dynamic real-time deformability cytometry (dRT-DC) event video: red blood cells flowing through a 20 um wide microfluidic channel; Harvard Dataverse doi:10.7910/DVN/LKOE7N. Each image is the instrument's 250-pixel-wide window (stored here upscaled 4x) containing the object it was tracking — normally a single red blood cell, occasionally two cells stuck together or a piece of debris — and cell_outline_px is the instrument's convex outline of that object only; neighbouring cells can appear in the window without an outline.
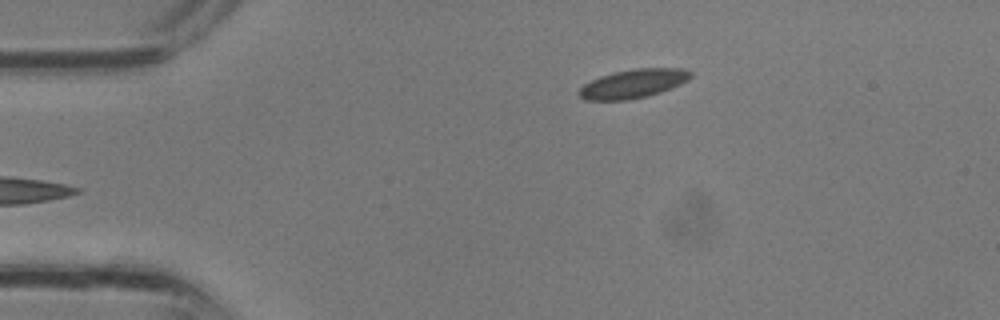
{"species": "common noctule bat (a hibernating species)", "species_latin": "Nyctalus noctula", "temperature_condition": "room temperature", "stored_images_in_passage": 4, "camera_frame_rate_fps": 3000, "um_per_image_px": 0.085, "animal": {"sex": "male", "body_mass_g": 13.3}, "frame": {"image": 1, "passage_image": 4, "time_ms": 1.0, "image_size_px": [1000, 320], "cell_outline_px": [[692, 76], [688, 80], [672, 88], [648, 96], [628, 100], [584, 100], [576, 92], [584, 84], [600, 76], [612, 72], [636, 68], [684, 68], [692, 72]], "centroid_in_image_um": [53.82, 7.11], "position_along_channel_um": 31.2, "area_um2": 18.9}}